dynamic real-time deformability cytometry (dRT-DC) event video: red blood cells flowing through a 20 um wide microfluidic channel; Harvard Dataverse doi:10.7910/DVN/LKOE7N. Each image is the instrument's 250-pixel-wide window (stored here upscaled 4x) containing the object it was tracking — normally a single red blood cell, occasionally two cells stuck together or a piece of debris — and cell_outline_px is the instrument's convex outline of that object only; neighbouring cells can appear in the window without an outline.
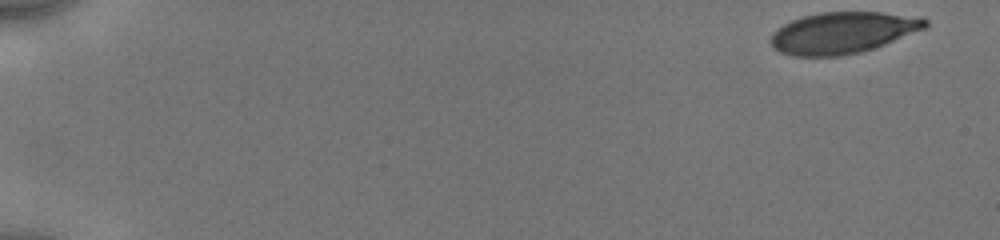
{"species": "human", "species_latin": "Homo sapiens", "temperature_condition": "cold", "stored_images_in_passage": 45, "camera_frame_rate_fps": 3000, "um_per_image_px": 0.085, "donor": {"sex": "male"}, "frame": {"image": 1, "passage_image": 1, "time_ms": 0.0, "image_size_px": [1000, 240], "cell_outline_px": [[928, 28], [884, 44], [860, 52], [840, 56], [792, 56], [780, 52], [772, 48], [772, 32], [784, 24], [792, 20], [804, 16], [820, 12], [880, 12], [924, 16], [928, 20]], "centroid_in_image_um": [71.69, 2.77], "position_along_channel_um": 13.3, "area_um2": 37.51}}
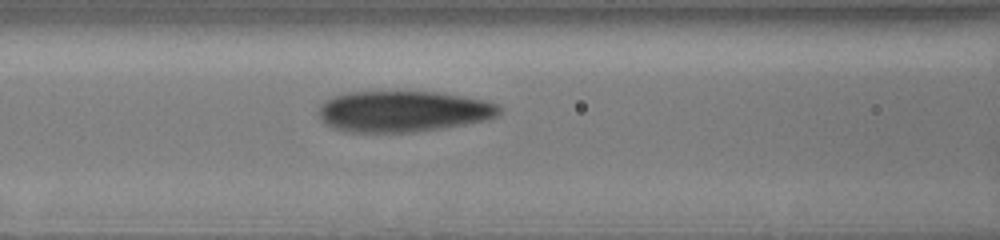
{"frame": {"image": 2, "passage_image": 27, "time_ms": 7.333, "image_size_px": [1000, 240], "cell_outline_px": [[504, 108], [500, 116], [488, 120], [416, 132], [348, 132], [332, 128], [324, 124], [316, 112], [320, 104], [324, 100], [332, 96], [348, 92], [436, 92], [464, 96], [484, 100], [500, 104]], "centroid_in_image_um": [34.27, 9.47], "position_along_channel_um": 132.3, "area_um2": 43.87}}
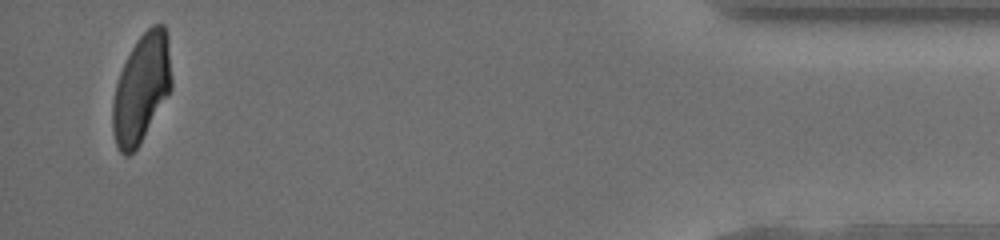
{"frame": {"image": 3, "passage_image": 45, "time_ms": 16.333, "image_size_px": [1000, 240], "cell_outline_px": [[172, 88], [140, 144], [128, 156], [124, 156], [120, 152], [116, 144], [112, 132], [112, 104], [116, 84], [120, 72], [132, 48], [140, 36], [152, 24], [164, 24], [168, 32], [172, 80]], "centroid_in_image_um": [12.03, 7.51], "position_along_channel_um": 423.2, "area_um2": 37.34}, "authors_computed_cell_mechanics": {"area_um2": 41.2692, "velocity_mm_per_s": 3.9551, "shape_relaxation_time_tau1_ms": 3.426, "shape_relaxation_time_tau2_ms": 1.766, "deformation_change_tau1": 0.1256, "deformation_change_tau2": 0.0638}}